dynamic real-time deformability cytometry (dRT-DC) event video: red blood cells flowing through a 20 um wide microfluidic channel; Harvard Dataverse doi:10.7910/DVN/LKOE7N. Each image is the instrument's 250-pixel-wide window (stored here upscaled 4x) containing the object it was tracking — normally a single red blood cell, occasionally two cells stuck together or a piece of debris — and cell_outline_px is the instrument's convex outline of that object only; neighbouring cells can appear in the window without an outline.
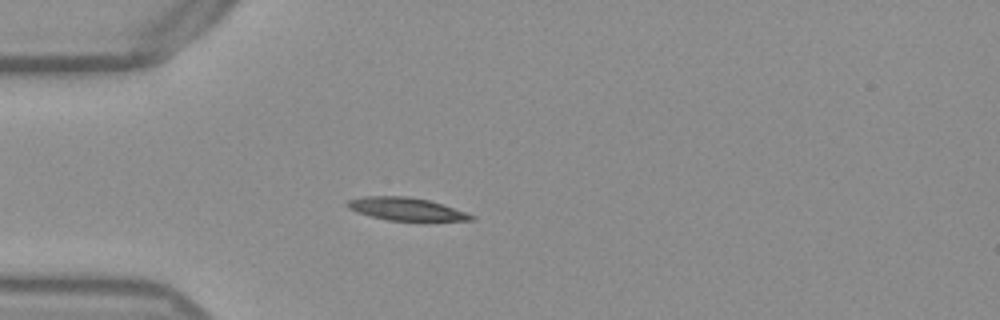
{"species": "Egyptian fruit bat (a non-hibernating species)", "species_latin": "Rousettus aegyptiacus", "temperature_condition": "warm", "stored_images_in_passage": 39, "camera_frame_rate_fps": 3000, "um_per_image_px": 0.085, "frame": {"image": 1, "passage_image": 1, "time_ms": 0.0, "image_size_px": [1000, 320], "cell_outline_px": [[476, 220], [388, 220], [356, 212], [348, 208], [344, 204], [348, 200], [364, 196], [404, 196], [428, 200], [444, 204], [476, 216]], "centroid_in_image_um": [34.5, 17.75], "position_along_channel_um": 50.5, "area_um2": 16.3}}
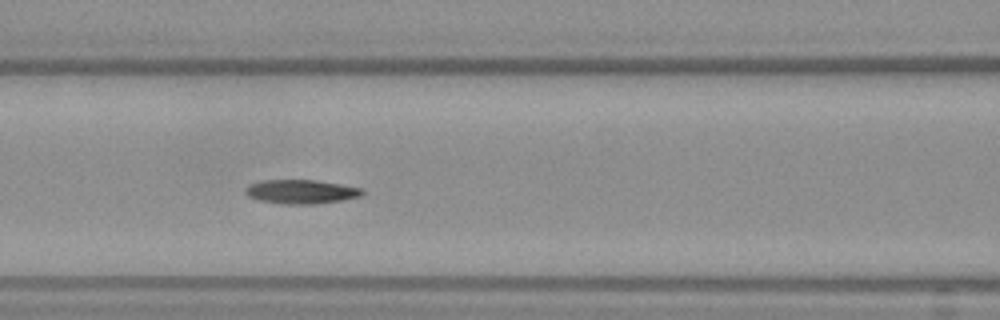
{"frame": {"image": 2, "passage_image": 9, "time_ms": 2.667, "image_size_px": [1000, 320], "cell_outline_px": [[364, 192], [360, 196], [344, 200], [316, 204], [280, 204], [256, 200], [248, 196], [244, 192], [244, 188], [248, 184], [260, 180], [316, 180], [364, 188]], "centroid_in_image_um": [25.55, 16.29], "position_along_channel_um": 141.0, "area_um2": 16.7}}
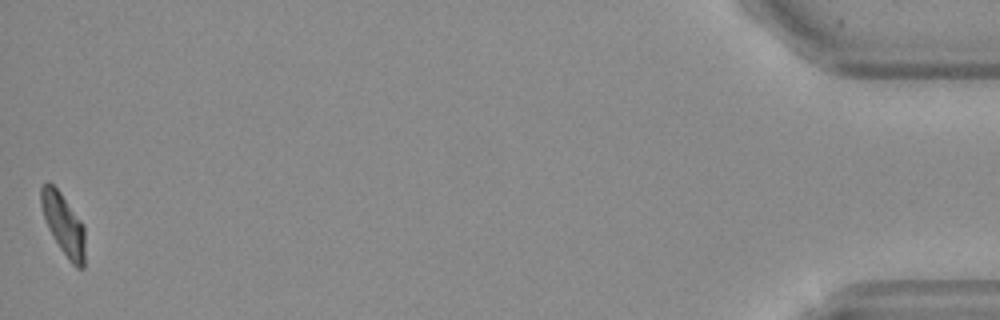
{"frame": {"image": 3, "passage_image": 39, "time_ms": 12.667, "image_size_px": [1000, 320], "cell_outline_px": [[84, 268], [76, 268], [68, 260], [60, 248], [48, 228], [40, 204], [40, 188], [48, 180], [60, 192], [84, 224]], "centroid_in_image_um": [5.39, 19.06], "position_along_channel_um": 429.8, "area_um2": 15.72}, "authors_computed_cell_mechanics": {"area_um2": 16.184, "velocity_mm_per_s": 3.8364, "shape_relaxation_time_tau1_ms": null, "shape_relaxation_time_tau2_ms": 6.4613, "deformation_change_tau1": null, "deformation_change_tau2": 0.1106}}